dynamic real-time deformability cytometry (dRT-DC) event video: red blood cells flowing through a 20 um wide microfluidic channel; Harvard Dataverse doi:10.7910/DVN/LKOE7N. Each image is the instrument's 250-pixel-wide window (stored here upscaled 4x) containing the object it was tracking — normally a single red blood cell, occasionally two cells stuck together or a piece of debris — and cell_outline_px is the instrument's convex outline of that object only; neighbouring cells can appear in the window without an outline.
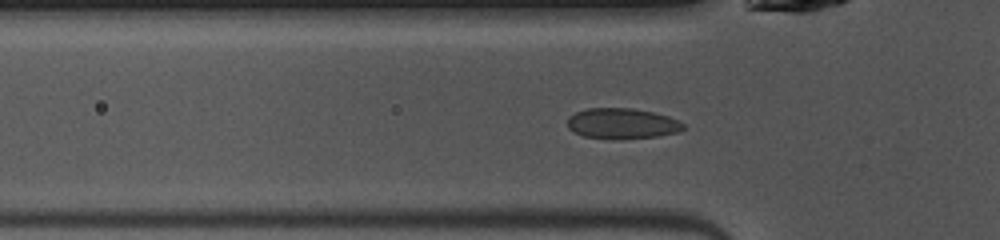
{"species": "common noctule bat (a hibernating species)", "species_latin": "Nyctalus noctula", "temperature_condition": "warm", "stored_images_in_passage": 41, "camera_frame_rate_fps": 3000, "um_per_image_px": 0.085, "animal": {"sex": "female", "body_mass_g": 10.0, "forearm_length_mm": 53.1}, "frame": {"image": 1, "passage_image": 6, "time_ms": 1.667, "image_size_px": [1000, 240], "cell_outline_px": [[684, 128], [676, 132], [656, 136], [584, 136], [568, 128], [568, 116], [576, 112], [588, 108], [632, 108], [652, 112], [668, 116], [684, 124]], "centroid_in_image_um": [52.86, 10.44], "position_along_channel_um": 72.9, "area_um2": 19.48}}
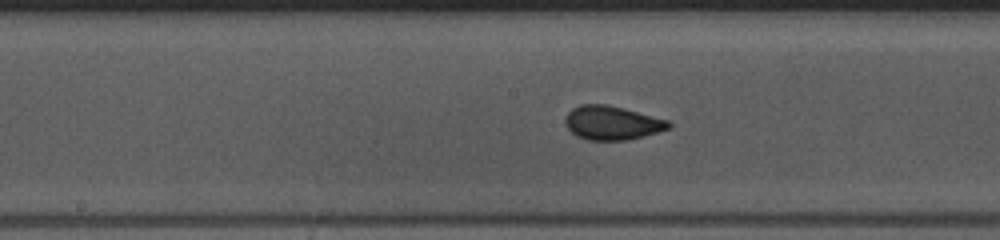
{"frame": {"image": 2, "passage_image": 15, "time_ms": 4.667, "image_size_px": [1000, 240], "cell_outline_px": [[672, 128], [644, 136], [628, 140], [588, 140], [576, 136], [564, 124], [564, 120], [568, 112], [572, 108], [580, 104], [604, 104], [624, 108], [668, 120], [672, 124]], "centroid_in_image_um": [52.02, 10.44], "position_along_channel_um": 196.2, "area_um2": 20.58}}
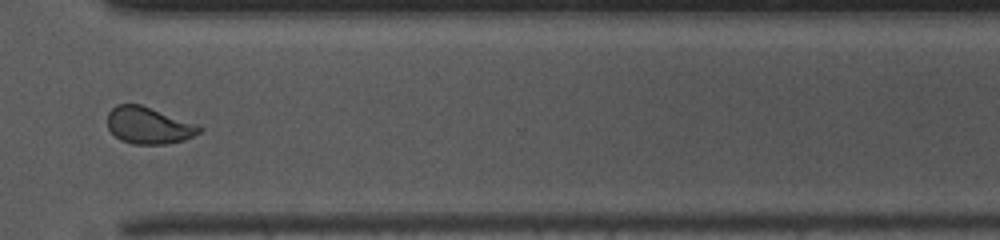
{"frame": {"image": 3, "passage_image": 27, "time_ms": 8.667, "image_size_px": [1000, 240], "cell_outline_px": [[204, 128], [200, 132], [184, 140], [164, 144], [132, 144], [120, 140], [108, 128], [108, 112], [116, 104], [140, 104], [200, 124]], "centroid_in_image_um": [12.66, 10.65], "position_along_channel_um": 357.9, "area_um2": 19.88}, "authors_computed_cell_mechanics": {"area_um2": 20.1722, "velocity_mm_per_s": 4.0559, "shape_relaxation_time_tau1_ms": 2.1874, "shape_relaxation_time_tau2_ms": null, "deformation_change_tau1": 0.0972, "deformation_change_tau2": null}}